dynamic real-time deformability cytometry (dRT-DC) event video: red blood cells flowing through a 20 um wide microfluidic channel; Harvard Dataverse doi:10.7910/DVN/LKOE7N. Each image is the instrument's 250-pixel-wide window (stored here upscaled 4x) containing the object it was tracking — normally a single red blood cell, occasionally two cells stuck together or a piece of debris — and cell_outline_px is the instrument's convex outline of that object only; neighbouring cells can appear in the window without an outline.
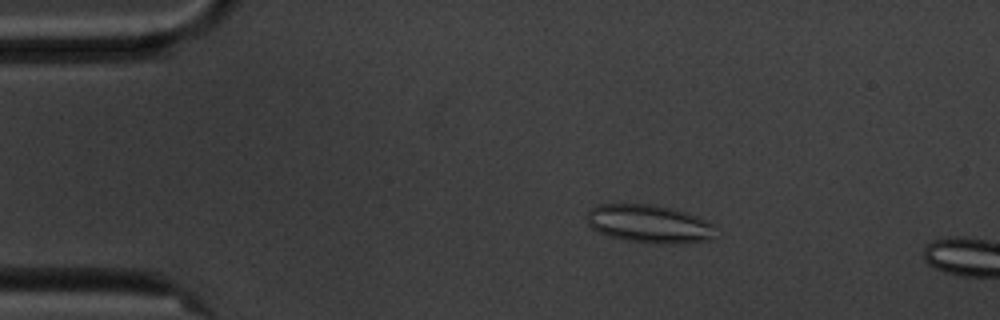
{"species": "common noctule bat (a hibernating species)", "species_latin": "Nyctalus noctula", "temperature_condition": "cold", "stored_images_in_passage": 5, "camera_frame_rate_fps": 3000, "um_per_image_px": 0.085, "animal": {"sex": "male", "body_mass_g": 20.1, "forearm_length_mm": 53.5}, "frame": {"image": 1, "passage_image": 2, "time_ms": 0.333, "image_size_px": [1000, 320], "cell_outline_px": [[712, 236], [708, 240], [684, 244], [652, 244], [624, 240], [608, 236], [596, 232], [588, 224], [588, 208], [596, 204], [656, 204], [684, 212], [696, 216], [712, 224]], "centroid_in_image_um": [55.1, 19.04], "position_along_channel_um": 29.9, "area_um2": 28.78}}